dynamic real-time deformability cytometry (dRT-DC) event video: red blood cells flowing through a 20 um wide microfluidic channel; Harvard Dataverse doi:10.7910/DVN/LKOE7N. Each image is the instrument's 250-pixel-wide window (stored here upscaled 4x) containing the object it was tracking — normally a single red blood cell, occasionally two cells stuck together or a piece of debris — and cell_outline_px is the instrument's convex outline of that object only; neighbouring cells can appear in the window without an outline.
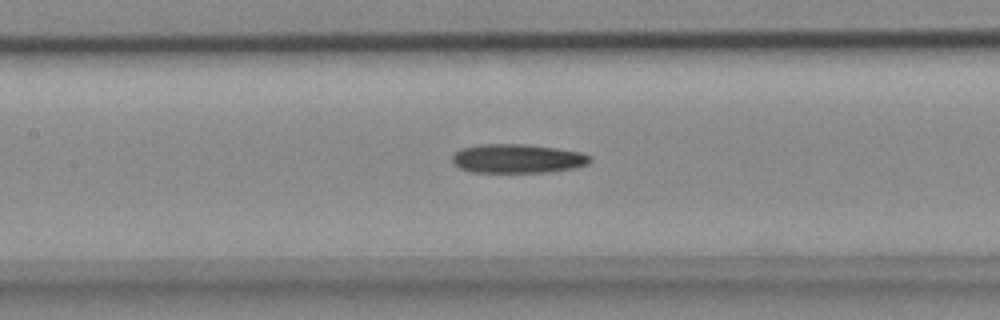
{"species": "common noctule bat (a hibernating species)", "species_latin": "Nyctalus noctula", "temperature_condition": "cold", "stored_images_in_passage": 38, "camera_frame_rate_fps": 3000, "um_per_image_px": 0.085, "animal": {"sex": "female", "body_mass_g": 18.4}, "frame": {"image": 1, "passage_image": 16, "time_ms": 5.0, "image_size_px": [1000, 320], "cell_outline_px": [[592, 160], [588, 164], [576, 168], [548, 172], [472, 172], [460, 168], [452, 160], [452, 156], [460, 148], [480, 144], [528, 144], [556, 148], [580, 152], [592, 156]], "centroid_in_image_um": [44.02, 13.47], "position_along_channel_um": 163.4, "area_um2": 23.41}}
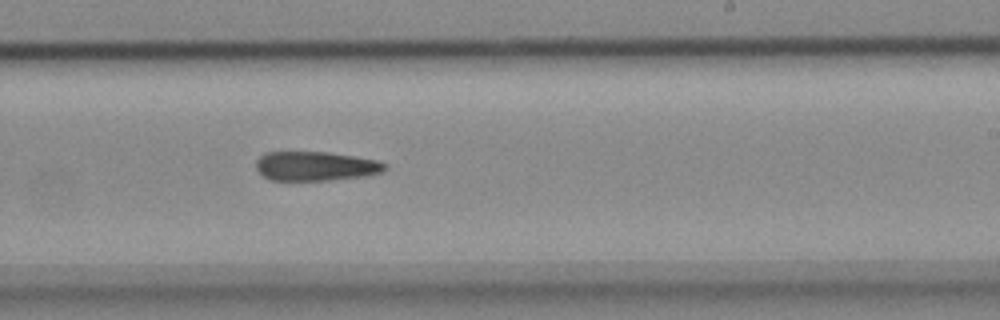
{"frame": {"image": 2, "passage_image": 24, "time_ms": 7.667, "image_size_px": [1000, 320], "cell_outline_px": [[388, 168], [380, 172], [364, 176], [328, 180], [268, 180], [256, 168], [256, 160], [264, 152], [328, 152], [356, 156], [376, 160], [388, 164]], "centroid_in_image_um": [26.82, 14.11], "position_along_channel_um": 262.2, "area_um2": 22.02}}
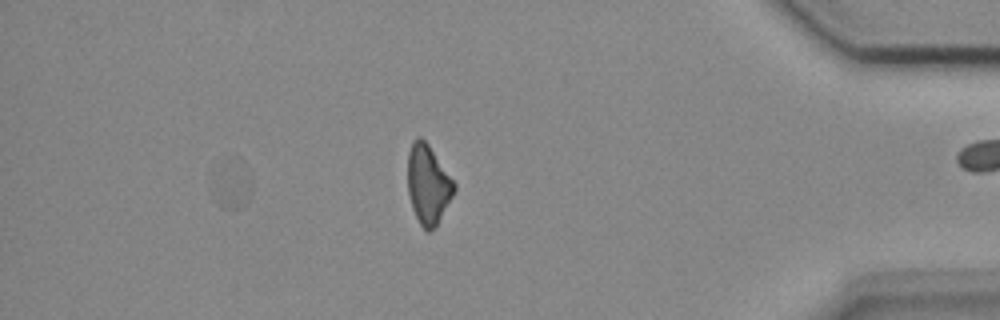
{"frame": {"image": 3, "passage_image": 38, "time_ms": 12.333, "image_size_px": [1000, 320], "cell_outline_px": [[456, 188], [452, 196], [436, 224], [428, 232], [420, 224], [412, 208], [408, 192], [408, 152], [416, 136], [420, 136], [428, 144], [456, 184]], "centroid_in_image_um": [36.37, 15.64], "position_along_channel_um": 398.8, "area_um2": 20.92}}